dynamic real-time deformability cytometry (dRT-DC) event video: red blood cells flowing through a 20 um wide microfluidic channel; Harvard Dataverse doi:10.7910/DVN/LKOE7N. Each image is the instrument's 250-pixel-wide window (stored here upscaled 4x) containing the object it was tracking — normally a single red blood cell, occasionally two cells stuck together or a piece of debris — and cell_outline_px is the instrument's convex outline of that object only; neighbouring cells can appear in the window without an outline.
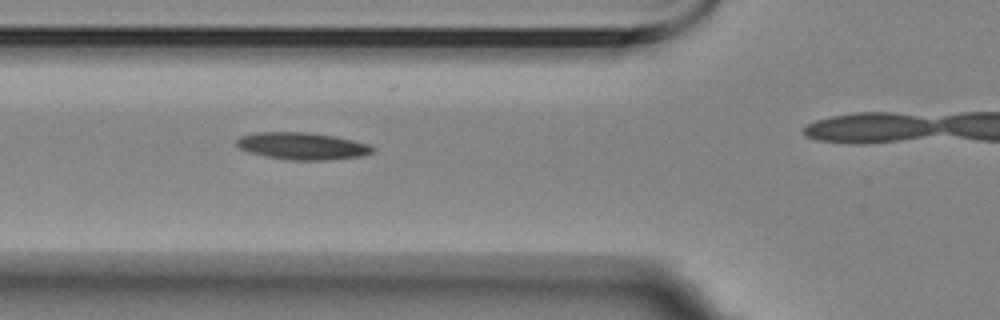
{"species": "Egyptian fruit bat (a non-hibernating species)", "species_latin": "Rousettus aegyptiacus", "temperature_condition": "room temperature", "stored_images_in_passage": 4, "camera_frame_rate_fps": 3000, "um_per_image_px": 0.085, "animal": {"sex": "female"}, "frame": {"image": 1, "passage_image": 3, "time_ms": 2.333, "image_size_px": [1000, 320], "cell_outline_px": [[376, 148], [372, 152], [364, 156], [328, 160], [288, 160], [264, 156], [240, 148], [236, 144], [236, 140], [240, 136], [256, 132], [308, 132], [332, 136], [352, 140], [368, 144]], "centroid_in_image_um": [25.7, 12.41], "position_along_channel_um": 100.1, "area_um2": 21.44}}